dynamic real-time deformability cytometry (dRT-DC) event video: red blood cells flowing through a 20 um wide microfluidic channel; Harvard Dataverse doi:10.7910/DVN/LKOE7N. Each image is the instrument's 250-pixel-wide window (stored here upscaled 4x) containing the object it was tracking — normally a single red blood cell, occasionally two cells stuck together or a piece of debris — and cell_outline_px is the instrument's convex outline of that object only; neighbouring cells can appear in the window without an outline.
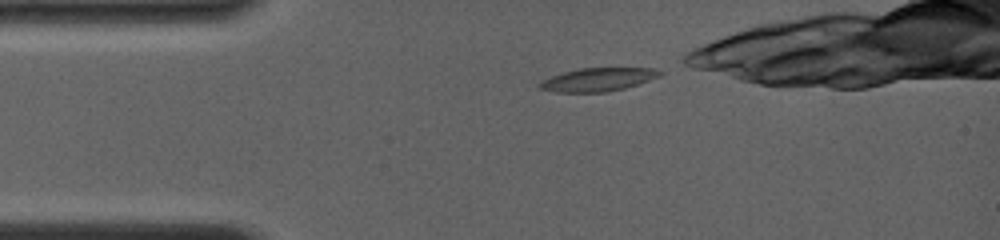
{"species": "common noctule bat (a hibernating species)", "species_latin": "Nyctalus noctula", "temperature_condition": "room temperature", "stored_images_in_passage": 40, "camera_frame_rate_fps": 4000, "um_per_image_px": 0.085, "animal": {"sex": "female", "body_mass_g": 19.0, "forearm_length_mm": 56.7}, "frame": {"image": 1, "passage_image": 1, "time_ms": 0.0, "image_size_px": [1000, 240], "cell_outline_px": [[664, 72], [660, 76], [624, 88], [604, 92], [556, 92], [536, 88], [536, 84], [540, 80], [564, 72], [580, 68], [652, 68]], "centroid_in_image_um": [50.75, 6.76], "position_along_channel_um": 34.3, "area_um2": 16.3}}
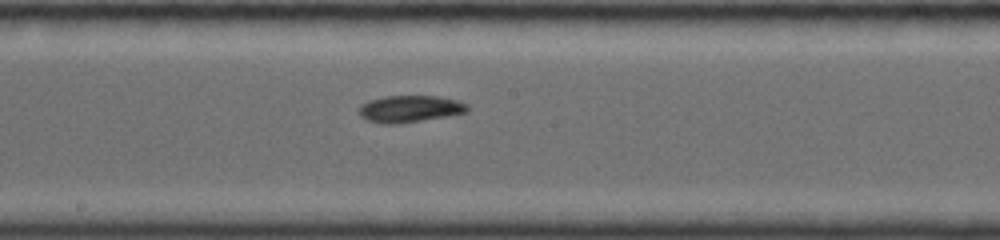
{"frame": {"image": 2, "passage_image": 21, "time_ms": 5.25, "image_size_px": [1000, 240], "cell_outline_px": [[468, 112], [448, 116], [396, 124], [380, 124], [364, 120], [360, 116], [360, 104], [368, 100], [384, 96], [440, 96], [456, 100], [468, 104]], "centroid_in_image_um": [34.81, 9.25], "position_along_channel_um": 213.4, "area_um2": 17.17}}
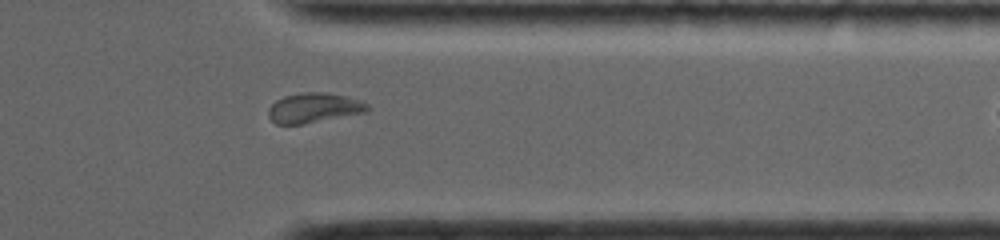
{"frame": {"image": 3, "passage_image": 39, "time_ms": 9.5, "image_size_px": [1000, 240], "cell_outline_px": [[372, 108], [368, 112], [304, 124], [276, 124], [268, 116], [268, 108], [276, 100], [284, 96], [300, 92], [324, 92], [344, 96], [368, 104]], "centroid_in_image_um": [26.68, 9.17], "position_along_channel_um": 384.7, "area_um2": 17.28}}